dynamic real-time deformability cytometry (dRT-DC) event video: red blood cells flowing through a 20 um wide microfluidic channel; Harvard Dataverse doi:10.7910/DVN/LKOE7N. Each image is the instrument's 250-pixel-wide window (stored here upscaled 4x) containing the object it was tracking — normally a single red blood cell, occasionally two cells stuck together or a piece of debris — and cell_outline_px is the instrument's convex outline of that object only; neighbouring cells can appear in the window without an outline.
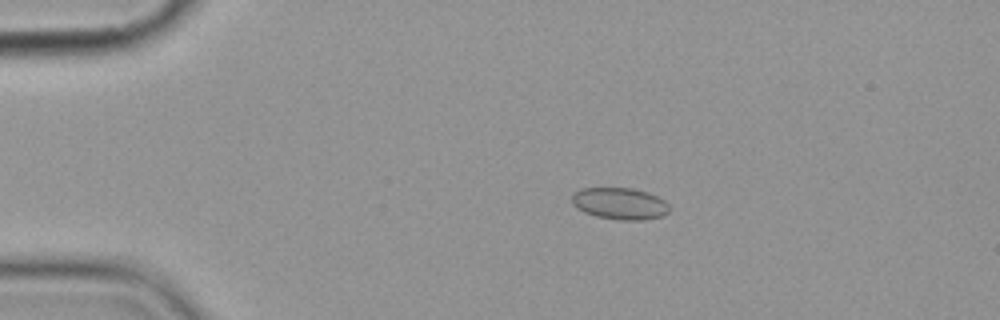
{"species": "common noctule bat (a hibernating species)", "species_latin": "Nyctalus noctula", "temperature_condition": "cold", "stored_images_in_passage": 10, "camera_frame_rate_fps": 3000, "um_per_image_px": 0.085, "animal": {"sex": "female", "body_mass_g": 19.9}, "frame": {"image": 1, "passage_image": 3, "time_ms": 3.0, "image_size_px": [1000, 320], "cell_outline_px": [[668, 212], [660, 216], [644, 220], [620, 220], [596, 216], [584, 212], [576, 208], [572, 204], [572, 192], [580, 188], [632, 188], [648, 192], [664, 200], [668, 204]], "centroid_in_image_um": [52.64, 17.29], "position_along_channel_um": 32.4, "area_um2": 18.09}}
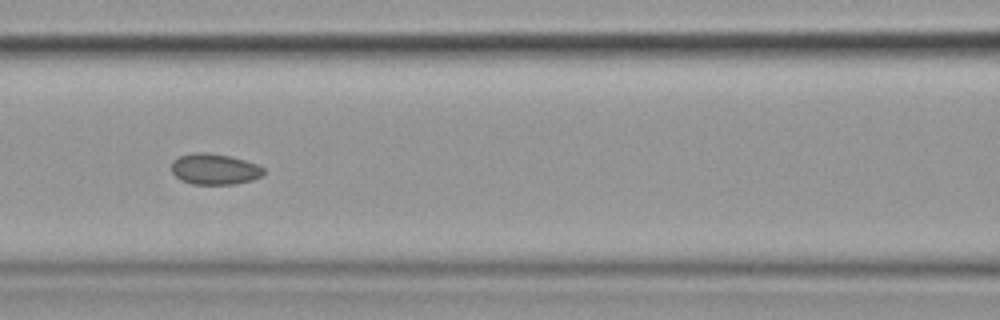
{"frame": {"image": 2, "passage_image": 7, "time_ms": 7.667, "image_size_px": [1000, 320], "cell_outline_px": [[264, 172], [260, 176], [252, 180], [236, 184], [192, 184], [180, 180], [172, 172], [172, 160], [180, 156], [192, 152], [208, 152], [228, 156], [244, 160], [256, 164], [264, 168]], "centroid_in_image_um": [18.21, 14.37], "position_along_channel_um": 148.4, "area_um2": 16.59}}
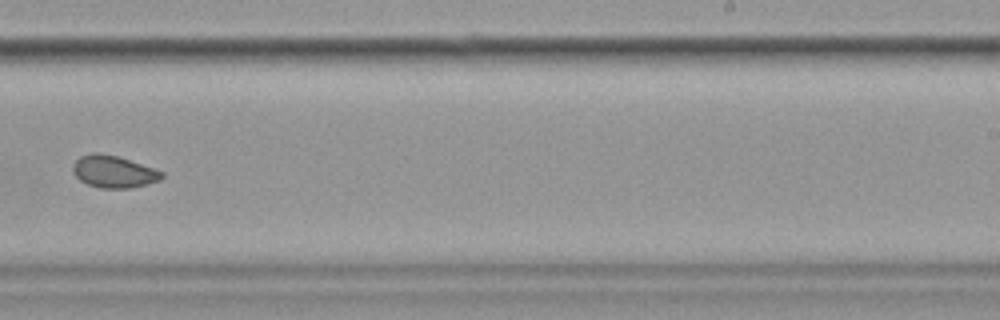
{"frame": {"image": 3, "passage_image": 10, "time_ms": 11.333, "image_size_px": [1000, 320], "cell_outline_px": [[164, 176], [160, 180], [148, 184], [132, 188], [100, 188], [88, 184], [80, 180], [72, 172], [72, 164], [80, 156], [92, 152], [96, 152], [116, 156], [164, 172]], "centroid_in_image_um": [9.63, 14.6], "position_along_channel_um": 279.4, "area_um2": 16.59}}